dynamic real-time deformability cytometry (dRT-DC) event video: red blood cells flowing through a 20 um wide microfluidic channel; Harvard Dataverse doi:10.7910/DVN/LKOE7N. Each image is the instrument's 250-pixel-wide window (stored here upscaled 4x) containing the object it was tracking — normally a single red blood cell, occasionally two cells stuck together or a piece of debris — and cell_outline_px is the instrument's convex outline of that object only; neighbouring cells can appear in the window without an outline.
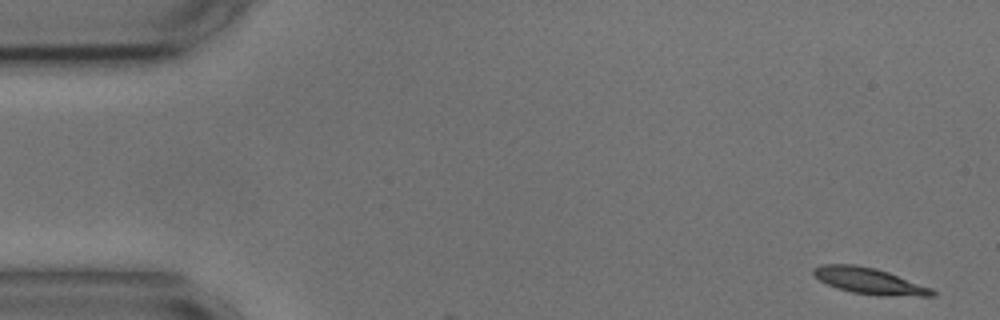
{"species": "common noctule bat (a hibernating species)", "species_latin": "Nyctalus noctula", "temperature_condition": "cold", "stored_images_in_passage": 4, "camera_frame_rate_fps": 3000, "um_per_image_px": 0.085, "animal": {"sex": "male", "body_mass_g": 17.9, "forearm_length_mm": 54.2}, "frame": {"image": 1, "passage_image": 1, "time_ms": 0.0, "image_size_px": [1000, 320], "cell_outline_px": [[936, 296], [880, 296], [852, 292], [836, 288], [820, 280], [812, 272], [812, 268], [820, 264], [852, 264], [876, 268], [888, 272], [932, 288], [936, 292]], "centroid_in_image_um": [73.9, 23.88], "position_along_channel_um": 11.1, "area_um2": 18.21}}